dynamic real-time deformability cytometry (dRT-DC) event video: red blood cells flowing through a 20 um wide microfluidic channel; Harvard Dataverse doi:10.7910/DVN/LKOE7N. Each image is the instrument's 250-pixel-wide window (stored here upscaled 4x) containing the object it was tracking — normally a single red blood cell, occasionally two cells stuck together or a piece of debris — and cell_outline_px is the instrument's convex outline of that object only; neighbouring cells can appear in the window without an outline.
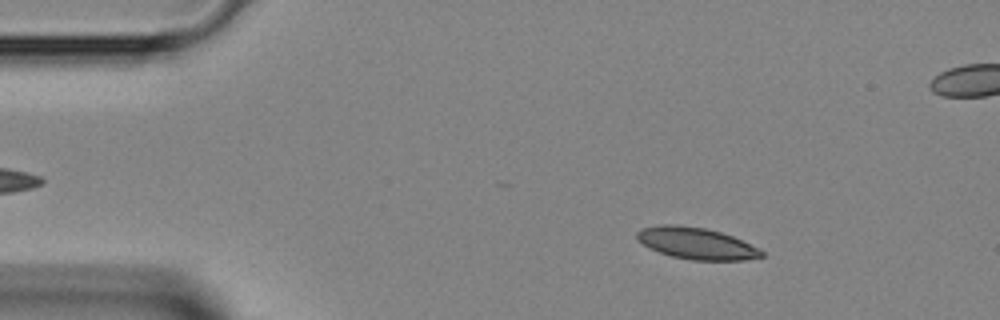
{"species": "Egyptian fruit bat (a non-hibernating species)", "species_latin": "Rousettus aegyptiacus", "temperature_condition": "room temperature", "stored_images_in_passage": 39, "camera_frame_rate_fps": 3000, "um_per_image_px": 0.085, "animal": {"sex": "female"}, "frame": {"image": 1, "passage_image": 6, "time_ms": 1.667, "image_size_px": [1000, 320], "cell_outline_px": [[764, 256], [744, 260], [692, 260], [672, 256], [648, 248], [636, 240], [636, 232], [640, 228], [660, 224], [676, 224], [704, 228], [720, 232], [732, 236], [764, 252]], "centroid_in_image_um": [59.11, 20.67], "position_along_channel_um": 25.9, "area_um2": 22.89}}
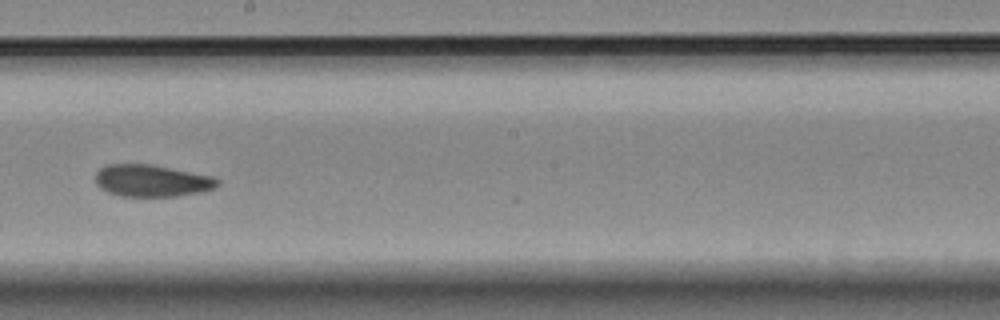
{"frame": {"image": 2, "passage_image": 24, "time_ms": 7.667, "image_size_px": [1000, 320], "cell_outline_px": [[220, 184], [212, 188], [200, 192], [176, 196], [120, 196], [108, 192], [100, 188], [96, 184], [96, 172], [100, 168], [108, 164], [152, 164], [212, 176], [220, 180]], "centroid_in_image_um": [12.89, 15.35], "position_along_channel_um": 235.3, "area_um2": 22.72}}
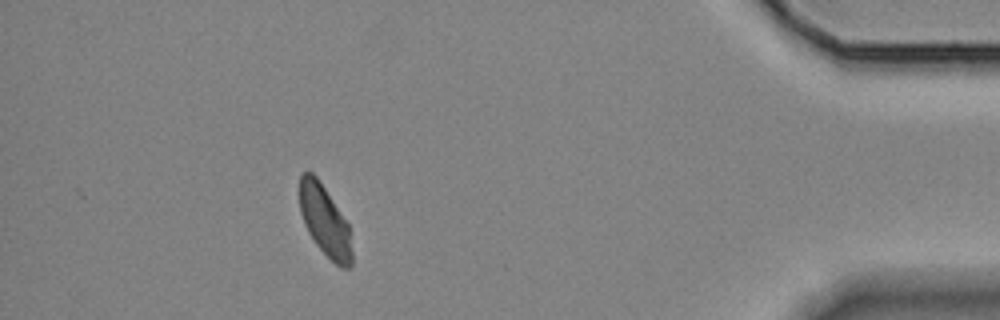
{"frame": {"image": 3, "passage_image": 39, "time_ms": 12.667, "image_size_px": [1000, 320], "cell_outline_px": [[352, 264], [348, 268], [344, 268], [336, 264], [316, 244], [308, 232], [304, 224], [300, 212], [300, 176], [304, 172], [312, 172], [320, 180], [348, 224], [352, 252]], "centroid_in_image_um": [27.6, 18.76], "position_along_channel_um": 407.6, "area_um2": 21.27}}